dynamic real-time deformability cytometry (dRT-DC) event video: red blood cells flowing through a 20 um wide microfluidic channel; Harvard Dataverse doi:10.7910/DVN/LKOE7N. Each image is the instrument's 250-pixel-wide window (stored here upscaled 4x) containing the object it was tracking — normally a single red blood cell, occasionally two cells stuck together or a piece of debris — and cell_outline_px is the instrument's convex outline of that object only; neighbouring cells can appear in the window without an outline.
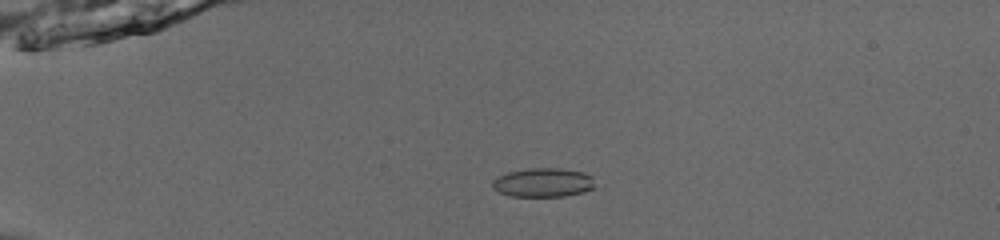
{"species": "common noctule bat (a hibernating species)", "species_latin": "Nyctalus noctula", "temperature_condition": "room temperature", "stored_images_in_passage": 42, "camera_frame_rate_fps": 3000, "um_per_image_px": 0.085, "animal": {"sex": "male", "body_mass_g": 13.0, "forearm_length_mm": 53.1}, "frame": {"image": 1, "passage_image": 3, "time_ms": 0.667, "image_size_px": [1000, 240], "cell_outline_px": [[592, 188], [584, 192], [564, 196], [512, 196], [500, 192], [492, 188], [492, 180], [508, 172], [528, 168], [560, 168], [584, 172], [592, 176]], "centroid_in_image_um": [46.15, 15.51], "position_along_channel_um": 38.8, "area_um2": 17.17}}
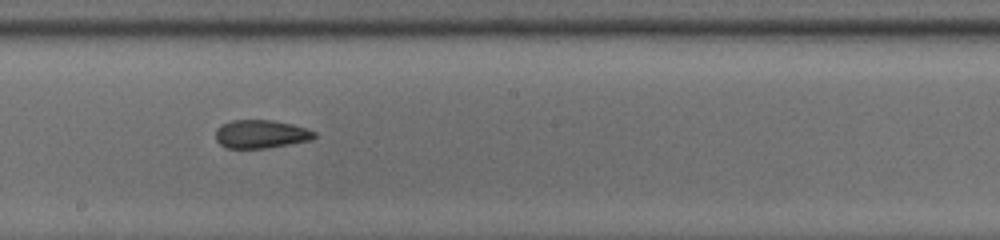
{"frame": {"image": 2, "passage_image": 21, "time_ms": 6.667, "image_size_px": [1000, 240], "cell_outline_px": [[316, 136], [312, 140], [268, 148], [228, 148], [220, 144], [216, 140], [216, 128], [220, 124], [232, 120], [272, 120], [292, 124], [316, 132]], "centroid_in_image_um": [22.16, 11.39], "position_along_channel_um": 226.0, "area_um2": 16.36}}
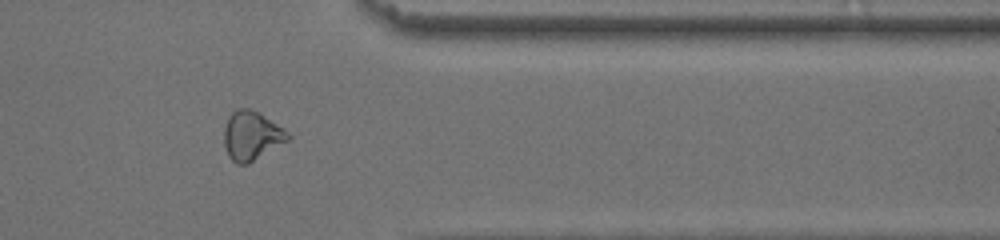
{"frame": {"image": 3, "passage_image": 34, "time_ms": 11.0, "image_size_px": [1000, 240], "cell_outline_px": [[292, 136], [288, 140], [248, 164], [236, 164], [228, 156], [224, 144], [224, 128], [228, 116], [236, 108], [248, 108], [260, 112], [284, 128]], "centroid_in_image_um": [21.38, 11.51], "position_along_channel_um": 390.0, "area_um2": 18.38}, "authors_computed_cell_mechanics": {"area_um2": 17.2822, "velocity_mm_per_s": 3.9047, "shape_relaxation_time_tau1_ms": null, "shape_relaxation_time_tau2_ms": 2.5043, "deformation_change_tau1": null, "deformation_change_tau2": 0.0789}}